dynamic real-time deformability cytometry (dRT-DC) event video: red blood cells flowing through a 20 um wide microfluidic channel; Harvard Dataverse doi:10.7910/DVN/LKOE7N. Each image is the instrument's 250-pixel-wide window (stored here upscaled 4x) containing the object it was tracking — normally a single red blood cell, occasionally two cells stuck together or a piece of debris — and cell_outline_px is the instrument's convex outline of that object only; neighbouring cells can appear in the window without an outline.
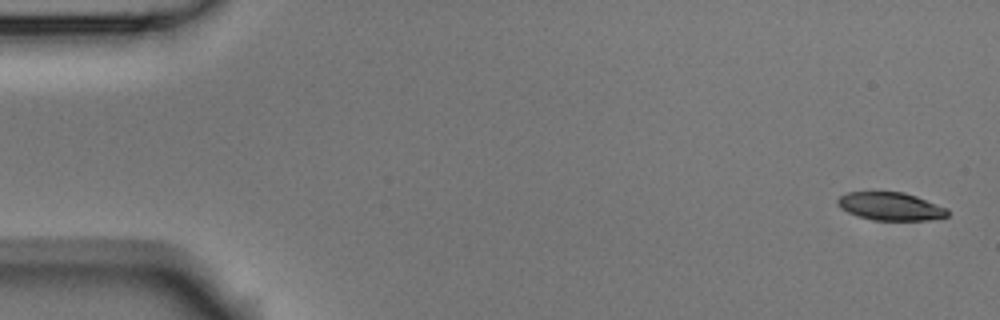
{"species": "Egyptian fruit bat (a non-hibernating species)", "species_latin": "Rousettus aegyptiacus", "temperature_condition": "room temperature", "stored_images_in_passage": 5, "camera_frame_rate_fps": 3000, "um_per_image_px": 0.085, "animal": {"sex": "male"}, "frame": {"image": 1, "passage_image": 1, "time_ms": 0.0, "image_size_px": [1000, 320], "cell_outline_px": [[948, 216], [932, 220], [872, 220], [848, 212], [840, 208], [836, 204], [836, 200], [840, 196], [848, 192], [872, 188], [904, 192], [916, 196], [948, 208]], "centroid_in_image_um": [75.64, 17.48], "position_along_channel_um": 9.4, "area_um2": 18.79}}
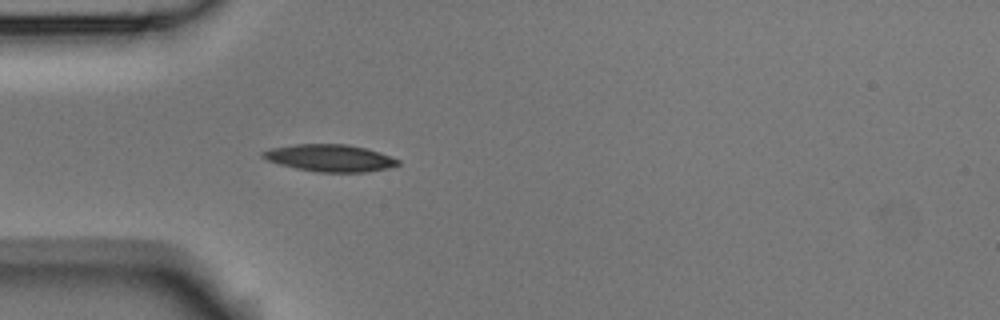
{"frame": {"image": 2, "passage_image": 5, "time_ms": 1.333, "image_size_px": [1000, 320], "cell_outline_px": [[400, 164], [388, 168], [368, 172], [320, 172], [296, 168], [280, 164], [268, 160], [260, 156], [260, 152], [272, 148], [296, 144], [348, 144], [380, 152], [400, 160]], "centroid_in_image_um": [28.06, 13.43], "position_along_channel_um": 56.9, "area_um2": 21.27}}